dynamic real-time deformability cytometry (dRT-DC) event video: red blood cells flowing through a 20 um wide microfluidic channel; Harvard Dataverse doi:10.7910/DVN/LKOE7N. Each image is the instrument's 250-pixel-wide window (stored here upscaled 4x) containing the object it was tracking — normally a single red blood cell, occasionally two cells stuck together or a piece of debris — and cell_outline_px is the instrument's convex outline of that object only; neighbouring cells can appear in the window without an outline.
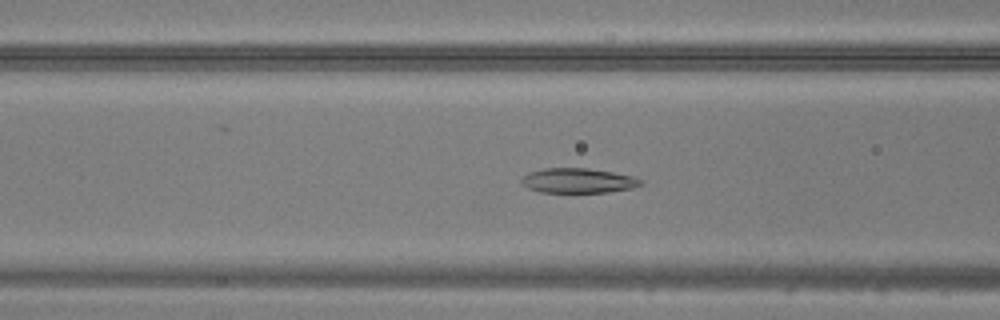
{"species": "common noctule bat (a hibernating species)", "species_latin": "Nyctalus noctula", "temperature_condition": "warm", "stored_images_in_passage": 48, "camera_frame_rate_fps": 3000, "um_per_image_px": 0.085, "animal": {"sex": "male", "body_mass_g": 20.5, "forearm_length_mm": 52.5}, "frame": {"image": 1, "passage_image": 19, "time_ms": 6.0, "image_size_px": [1000, 320], "cell_outline_px": [[644, 184], [632, 188], [608, 192], [540, 192], [528, 188], [520, 180], [528, 172], [544, 168], [588, 168], [612, 172], [632, 176], [644, 180]], "centroid_in_image_um": [49.16, 15.35], "position_along_channel_um": 117.4, "area_um2": 17.22}}
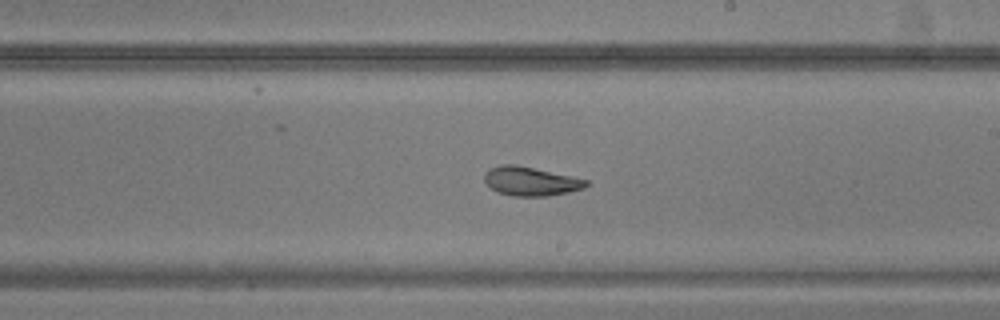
{"frame": {"image": 2, "passage_image": 28, "time_ms": 9.0, "image_size_px": [1000, 320], "cell_outline_px": [[592, 184], [584, 188], [568, 192], [548, 196], [512, 196], [496, 192], [484, 180], [484, 172], [488, 168], [500, 164], [516, 164], [588, 180]], "centroid_in_image_um": [45.09, 15.4], "position_along_channel_um": 243.9, "area_um2": 17.28}}
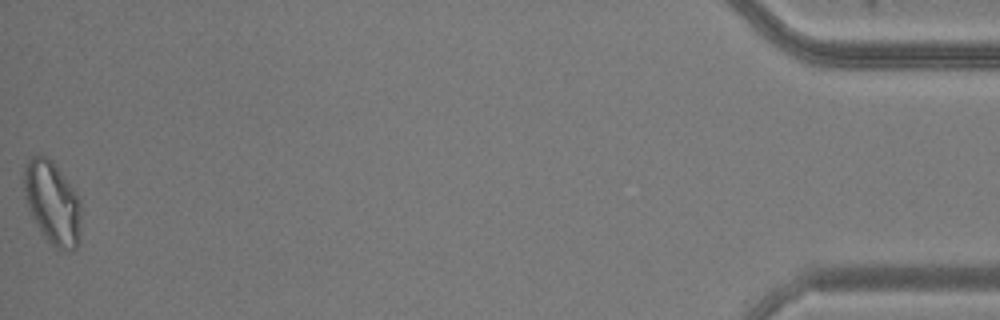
{"frame": {"image": 3, "passage_image": 48, "time_ms": 15.667, "image_size_px": [1000, 320], "cell_outline_px": [[80, 240], [76, 248], [72, 252], [64, 252], [56, 248], [44, 236], [32, 216], [28, 208], [24, 196], [24, 164], [32, 156], [44, 156], [52, 160], [72, 188], [80, 200]], "centroid_in_image_um": [4.45, 17.27], "position_along_channel_um": 430.7, "area_um2": 27.57}}